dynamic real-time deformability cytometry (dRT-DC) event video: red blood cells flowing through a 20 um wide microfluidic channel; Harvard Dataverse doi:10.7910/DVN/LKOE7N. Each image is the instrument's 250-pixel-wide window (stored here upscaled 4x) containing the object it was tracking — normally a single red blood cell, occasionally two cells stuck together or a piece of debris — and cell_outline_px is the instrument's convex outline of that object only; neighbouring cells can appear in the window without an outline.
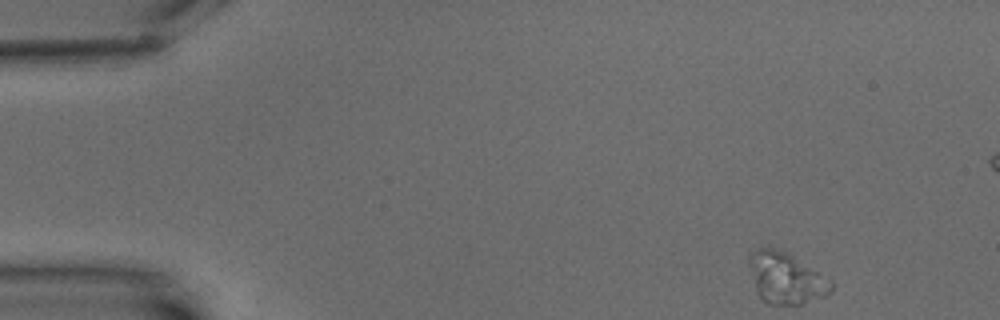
{"species": "common noctule bat (a hibernating species)", "species_latin": "Nyctalus noctula", "temperature_condition": "warm", "stored_images_in_passage": 6, "segment_of_instrument_passage": [1, 2], "camera_frame_rate_fps": 3000, "um_per_image_px": 0.085, "animal": {"sex": "male", "body_mass_g": 15.6}, "frame": {"image": 1, "passage_image": 1, "time_ms": 0.0, "image_size_px": [1000, 320], "cell_outline_px": [[832, 292], [824, 296], [800, 304], [768, 304], [760, 296], [756, 288], [752, 264], [756, 252], [760, 248], [772, 248], [784, 252], [792, 256], [832, 280]], "centroid_in_image_um": [66.91, 23.69], "position_along_channel_um": 18.1, "area_um2": 23.06}}
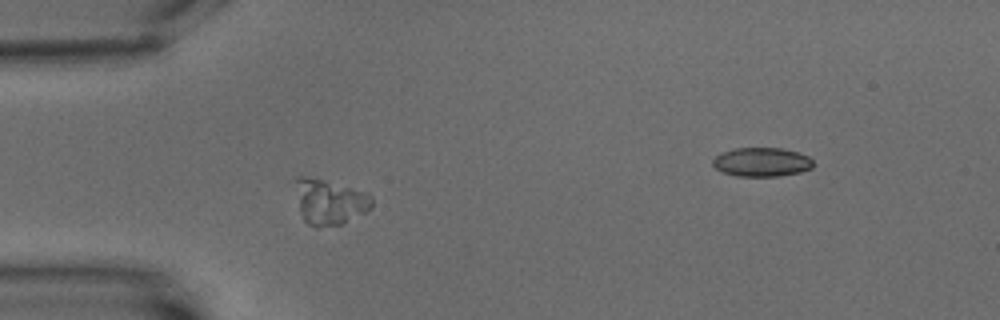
{"frame": {"image": 2, "passage_image": 5, "time_ms": 4.333, "image_size_px": [1000, 320], "cell_outline_px": [[372, 208], [344, 224], [316, 228], [308, 224], [304, 220], [300, 212], [296, 180], [296, 176], [308, 176], [368, 192], [372, 196]], "centroid_in_image_um": [28.05, 17.18], "position_along_channel_um": 57.0, "area_um2": 20.17}}